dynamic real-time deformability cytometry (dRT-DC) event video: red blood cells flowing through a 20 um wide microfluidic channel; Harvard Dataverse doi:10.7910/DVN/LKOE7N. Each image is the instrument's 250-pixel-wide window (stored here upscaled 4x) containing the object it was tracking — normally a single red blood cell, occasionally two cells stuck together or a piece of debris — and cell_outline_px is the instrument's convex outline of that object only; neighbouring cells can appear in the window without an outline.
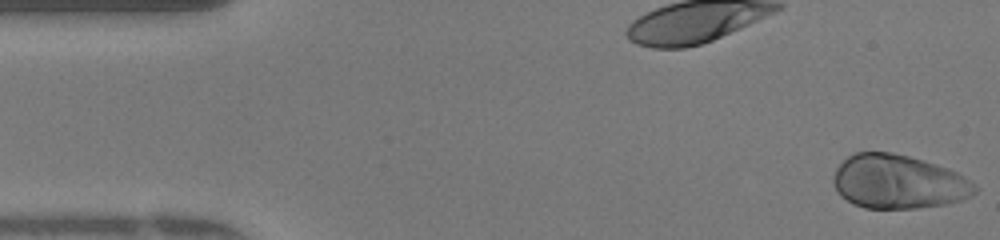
{"species": "human", "species_latin": "Homo sapiens", "temperature_condition": "warm", "stored_images_in_passage": 48, "camera_frame_rate_fps": 3000, "um_per_image_px": 0.085, "donor": {"sex": "female"}, "frame": {"image": 1, "passage_image": 1, "time_ms": 0.0, "image_size_px": [1000, 240], "cell_outline_px": [[980, 188], [972, 196], [960, 200], [944, 204], [916, 208], [864, 208], [852, 204], [840, 196], [832, 180], [832, 176], [836, 168], [848, 156], [856, 152], [892, 152], [924, 160], [948, 168], [956, 172], [976, 184]], "centroid_in_image_um": [76.36, 15.45], "position_along_channel_um": 8.6, "area_um2": 44.62}}
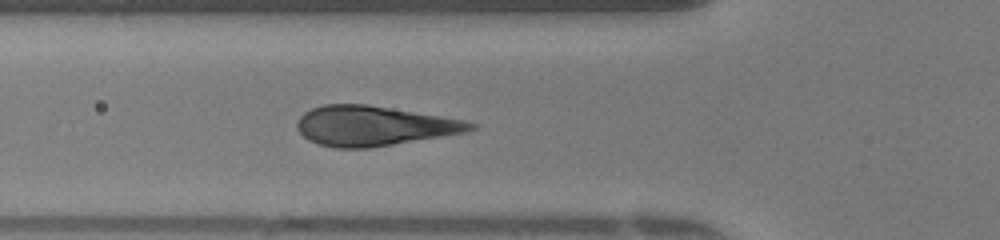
{"frame": {"image": 2, "passage_image": 16, "time_ms": 5.0, "image_size_px": [1000, 240], "cell_outline_px": [[476, 128], [468, 132], [368, 148], [336, 148], [320, 144], [308, 140], [296, 128], [296, 124], [300, 116], [304, 112], [312, 108], [324, 104], [368, 104], [464, 120], [476, 124]], "centroid_in_image_um": [31.75, 10.69], "position_along_channel_um": 94.0, "area_um2": 40.06}}
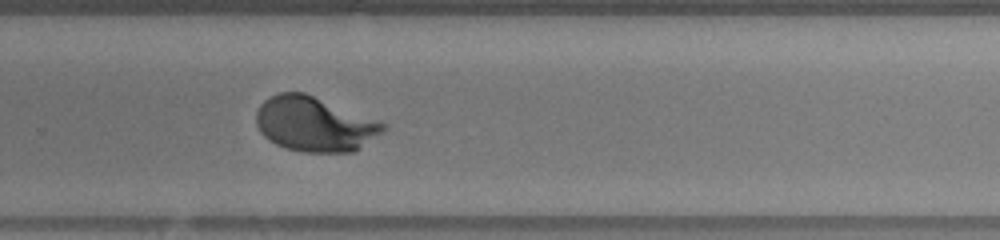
{"frame": {"image": 3, "passage_image": 31, "time_ms": 10.0, "image_size_px": [1000, 240], "cell_outline_px": [[388, 128], [356, 152], [304, 152], [288, 148], [276, 144], [268, 140], [260, 132], [256, 124], [256, 112], [260, 104], [264, 100], [280, 92], [304, 92], [380, 120], [388, 124]], "centroid_in_image_um": [26.78, 10.55], "position_along_channel_um": 303.0, "area_um2": 40.86}}